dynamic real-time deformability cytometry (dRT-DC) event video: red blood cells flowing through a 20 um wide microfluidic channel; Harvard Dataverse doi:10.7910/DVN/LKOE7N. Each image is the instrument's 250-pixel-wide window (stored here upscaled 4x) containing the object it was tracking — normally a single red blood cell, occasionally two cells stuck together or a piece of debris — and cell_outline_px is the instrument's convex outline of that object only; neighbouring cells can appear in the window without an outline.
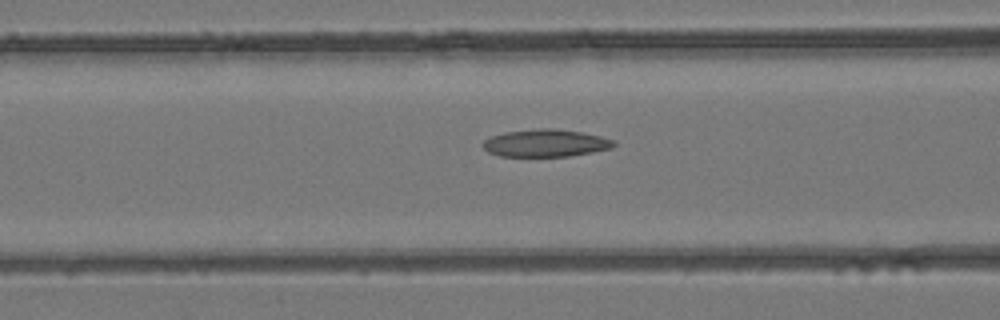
{"species": "common noctule bat (a hibernating species)", "species_latin": "Nyctalus noctula", "temperature_condition": "room temperature", "stored_images_in_passage": 25, "camera_frame_rate_fps": 3000, "um_per_image_px": 0.085, "animal": {"sex": "female", "body_mass_g": 24.6, "forearm_length_mm": 56.2}, "frame": {"image": 1, "passage_image": 11, "time_ms": 3.333, "image_size_px": [1000, 320], "cell_outline_px": [[616, 144], [612, 148], [592, 152], [568, 156], [500, 156], [488, 152], [480, 144], [484, 140], [492, 136], [504, 132], [540, 128], [556, 128], [580, 132], [600, 136], [612, 140]], "centroid_in_image_um": [46.34, 12.16], "position_along_channel_um": 120.3, "area_um2": 20.87}}
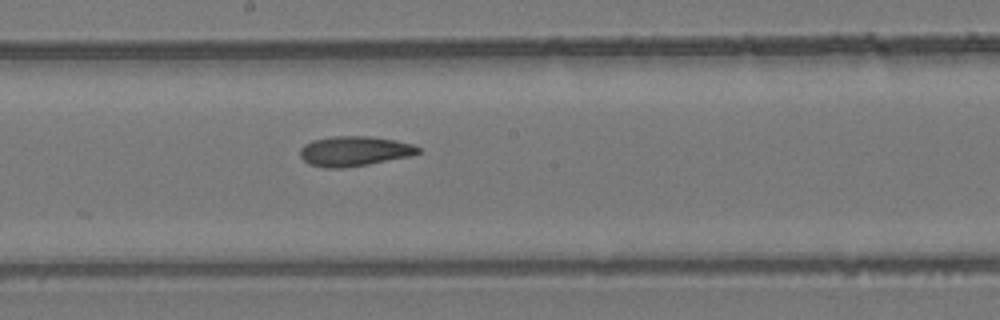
{"frame": {"image": 2, "passage_image": 18, "time_ms": 5.667, "image_size_px": [1000, 320], "cell_outline_px": [[420, 152], [412, 156], [368, 164], [344, 168], [324, 168], [308, 164], [300, 156], [300, 148], [304, 144], [312, 140], [332, 136], [368, 136], [396, 140], [412, 144], [420, 148]], "centroid_in_image_um": [30.1, 12.85], "position_along_channel_um": 218.1, "area_um2": 20.75}}
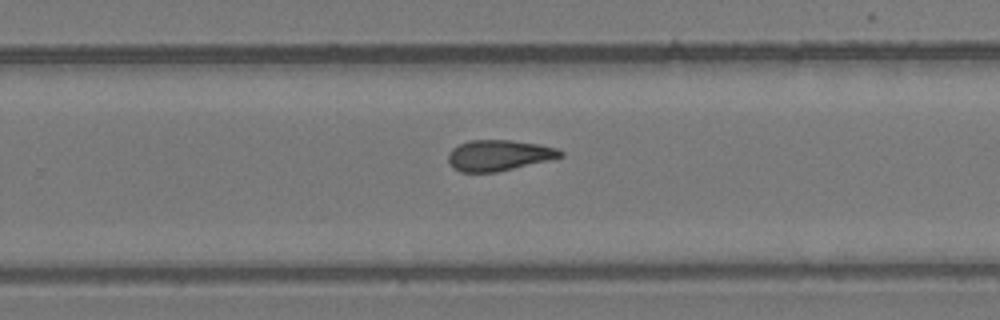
{"frame": {"image": 3, "passage_image": 23, "time_ms": 7.333, "image_size_px": [1000, 320], "cell_outline_px": [[564, 156], [548, 160], [496, 172], [460, 172], [452, 168], [448, 160], [448, 152], [452, 148], [468, 140], [512, 140], [540, 144], [560, 148], [564, 152]], "centroid_in_image_um": [42.4, 13.19], "position_along_channel_um": 287.4, "area_um2": 20.29}}